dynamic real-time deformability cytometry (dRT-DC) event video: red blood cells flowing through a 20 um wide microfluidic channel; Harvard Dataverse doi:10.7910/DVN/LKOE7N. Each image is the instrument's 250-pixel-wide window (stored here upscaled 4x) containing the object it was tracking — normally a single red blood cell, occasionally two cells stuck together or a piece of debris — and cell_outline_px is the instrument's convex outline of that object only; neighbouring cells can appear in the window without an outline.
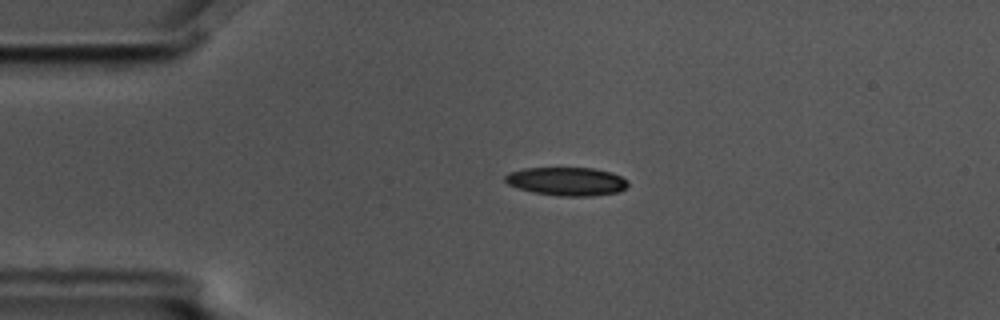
{"species": "common noctule bat (a hibernating species)", "species_latin": "Nyctalus noctula", "temperature_condition": "cold", "stored_images_in_passage": 4, "camera_frame_rate_fps": 3000, "um_per_image_px": 0.085, "animal": {"sex": "male", "body_mass_g": 17.5, "forearm_length_mm": 52.3}, "frame": {"image": 1, "passage_image": 3, "time_ms": 0.667, "image_size_px": [1000, 320], "cell_outline_px": [[628, 184], [620, 192], [592, 196], [560, 196], [532, 192], [516, 188], [508, 184], [504, 180], [504, 176], [508, 172], [524, 168], [592, 168], [612, 172], [628, 180]], "centroid_in_image_um": [48.15, 15.42], "position_along_channel_um": 36.8, "area_um2": 20.52}}